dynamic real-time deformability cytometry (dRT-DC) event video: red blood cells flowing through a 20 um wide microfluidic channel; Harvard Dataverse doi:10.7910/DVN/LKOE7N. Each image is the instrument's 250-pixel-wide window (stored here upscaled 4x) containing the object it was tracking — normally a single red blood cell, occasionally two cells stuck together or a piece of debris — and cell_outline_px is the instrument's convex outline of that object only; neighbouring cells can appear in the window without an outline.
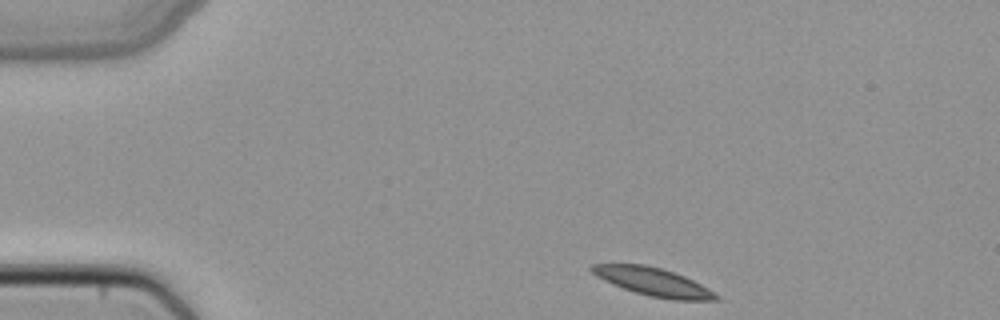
{"species": "common noctule bat (a hibernating species)", "species_latin": "Nyctalus noctula", "temperature_condition": "cold", "stored_images_in_passage": 42, "camera_frame_rate_fps": 3000, "um_per_image_px": 0.085, "animal": {"sex": "female", "body_mass_g": 22.7, "forearm_length_mm": 54.2}, "frame": {"image": 1, "passage_image": 1, "time_ms": 0.0, "image_size_px": [1000, 320], "cell_outline_px": [[720, 300], [672, 300], [648, 296], [612, 284], [596, 276], [588, 268], [592, 264], [644, 264], [664, 268], [684, 276], [708, 288], [720, 296]], "centroid_in_image_um": [55.53, 23.95], "position_along_channel_um": 29.5, "area_um2": 20.4}}
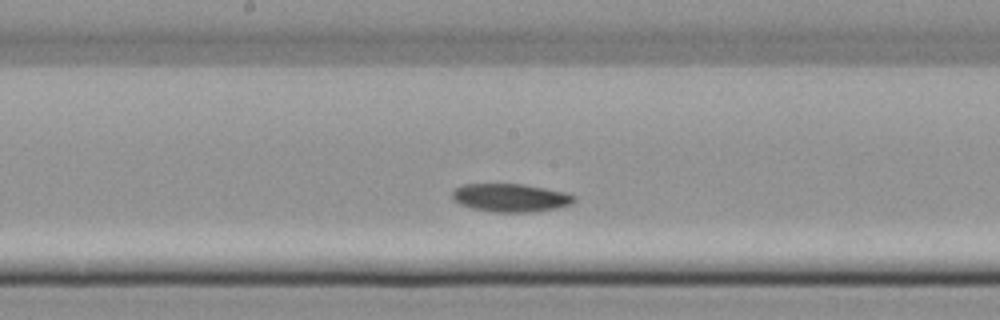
{"frame": {"image": 2, "passage_image": 19, "time_ms": 6.0, "image_size_px": [1000, 320], "cell_outline_px": [[576, 200], [572, 204], [556, 208], [528, 212], [492, 212], [472, 208], [460, 204], [452, 196], [452, 192], [456, 188], [464, 184], [524, 184], [564, 192], [576, 196]], "centroid_in_image_um": [43.42, 16.81], "position_along_channel_um": 204.8, "area_um2": 19.88}}
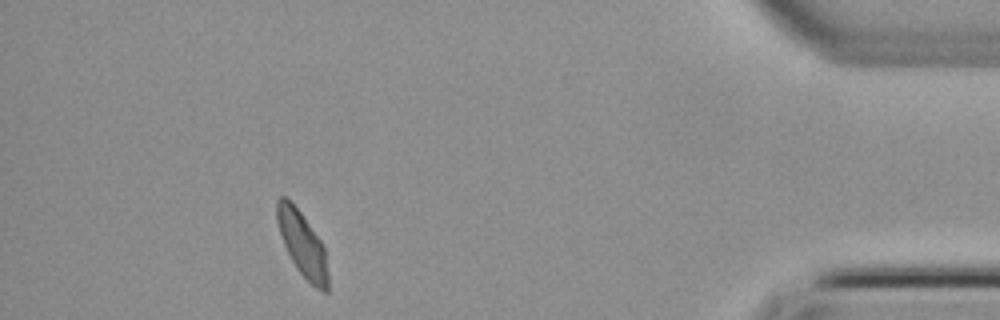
{"frame": {"image": 3, "passage_image": 38, "time_ms": 12.333, "image_size_px": [1000, 320], "cell_outline_px": [[328, 292], [324, 292], [316, 288], [296, 268], [284, 244], [276, 220], [276, 200], [280, 196], [284, 196], [300, 212], [324, 244], [328, 272]], "centroid_in_image_um": [25.71, 20.75], "position_along_channel_um": 409.5, "area_um2": 19.02}}